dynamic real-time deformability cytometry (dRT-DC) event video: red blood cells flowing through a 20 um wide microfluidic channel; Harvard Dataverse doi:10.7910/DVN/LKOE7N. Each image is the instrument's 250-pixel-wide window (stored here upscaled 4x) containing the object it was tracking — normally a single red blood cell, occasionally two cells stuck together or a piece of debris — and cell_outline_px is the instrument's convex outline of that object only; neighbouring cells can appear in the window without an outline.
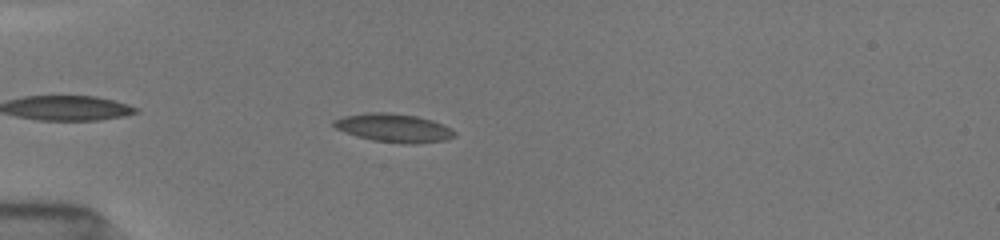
{"species": "common noctule bat (a hibernating species)", "species_latin": "Nyctalus noctula", "temperature_condition": "room temperature", "stored_images_in_passage": 7, "camera_frame_rate_fps": 3000, "um_per_image_px": 0.085, "animal": {"sex": "female", "body_mass_g": 19.5, "forearm_length_mm": 54.1}, "frame": {"image": 1, "passage_image": 5, "time_ms": 4.333, "image_size_px": [1000, 240], "cell_outline_px": [[456, 136], [444, 140], [412, 144], [404, 144], [372, 140], [356, 136], [344, 132], [336, 128], [332, 124], [332, 120], [340, 116], [368, 112], [388, 112], [416, 116], [432, 120], [456, 132]], "centroid_in_image_um": [33.4, 10.87], "position_along_channel_um": 51.6, "area_um2": 20.06}}